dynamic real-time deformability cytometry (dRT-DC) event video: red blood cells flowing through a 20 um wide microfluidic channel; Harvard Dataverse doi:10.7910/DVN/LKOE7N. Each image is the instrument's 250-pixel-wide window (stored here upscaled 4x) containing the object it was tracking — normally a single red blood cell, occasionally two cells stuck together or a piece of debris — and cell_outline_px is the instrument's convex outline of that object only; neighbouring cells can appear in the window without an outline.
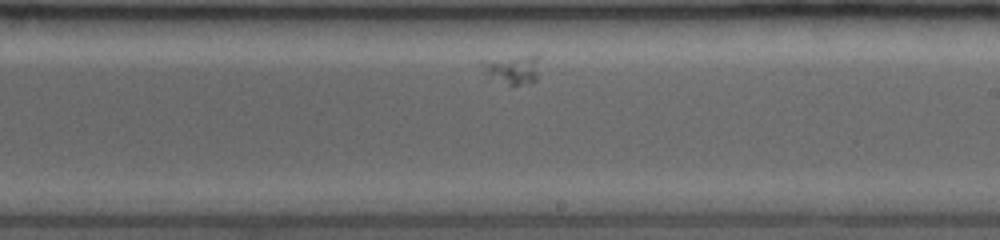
{"species": "common noctule bat (a hibernating species)", "species_latin": "Nyctalus noctula", "temperature_condition": "room temperature", "stored_images_in_passage": 14, "segment_of_instrument_passage": [2, 3], "camera_frame_rate_fps": 3500, "um_per_image_px": 0.085, "animal": {"sex": "female", "body_mass_g": 19.0, "forearm_length_mm": 53.3}, "frame": {"image": 1, "passage_image": 10, "time_ms": 3.429, "image_size_px": [1000, 240], "cell_outline_px": [[540, 56], [536, 80], [532, 84], [508, 84], [488, 76], [484, 72], [480, 64], [480, 60], [536, 52]], "centroid_in_image_um": [43.6, 5.81], "position_along_channel_um": 245.4, "area_um2": 10.35}}
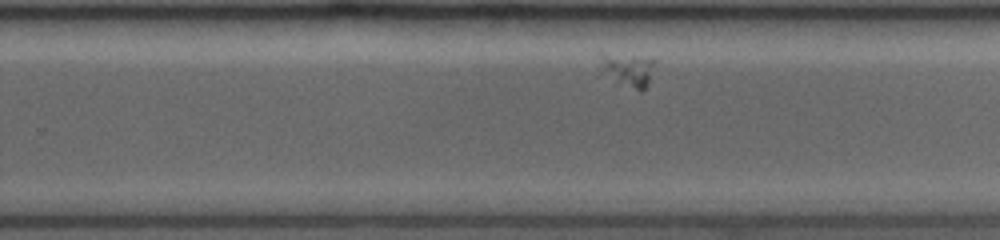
{"frame": {"image": 2, "passage_image": 12, "time_ms": 4.286, "image_size_px": [1000, 240], "cell_outline_px": [[656, 60], [648, 84], [640, 92], [616, 84], [600, 68], [600, 52], [604, 52], [656, 56]], "centroid_in_image_um": [53.39, 5.88], "position_along_channel_um": 276.4, "area_um2": 11.5}}